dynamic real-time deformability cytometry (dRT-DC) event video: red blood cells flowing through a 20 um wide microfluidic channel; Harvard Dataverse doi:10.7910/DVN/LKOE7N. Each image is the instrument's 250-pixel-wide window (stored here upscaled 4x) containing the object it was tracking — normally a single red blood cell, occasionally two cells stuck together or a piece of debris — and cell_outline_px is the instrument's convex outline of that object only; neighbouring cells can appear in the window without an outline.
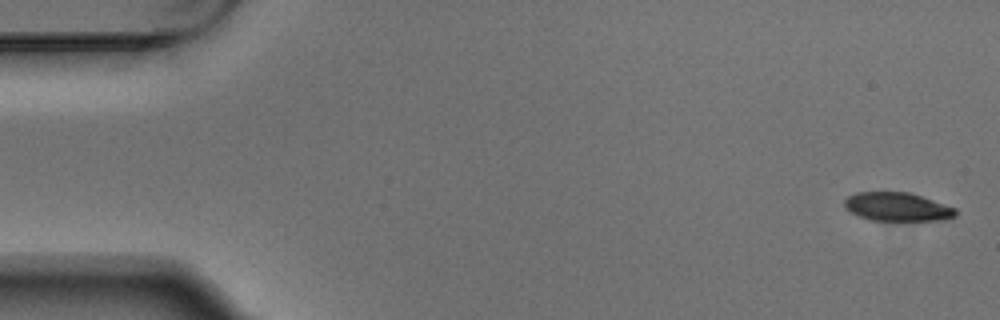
{"species": "Egyptian fruit bat (a non-hibernating species)", "species_latin": "Rousettus aegyptiacus", "temperature_condition": "warm", "stored_images_in_passage": 5, "camera_frame_rate_fps": 3000, "um_per_image_px": 0.085, "animal": {"sex": "male"}, "frame": {"image": 1, "passage_image": 1, "time_ms": 0.0, "image_size_px": [1000, 320], "cell_outline_px": [[956, 216], [944, 220], [872, 220], [860, 216], [844, 208], [844, 200], [848, 196], [856, 192], [908, 192], [956, 208]], "centroid_in_image_um": [76.25, 17.58], "position_along_channel_um": 8.7, "area_um2": 18.32}}
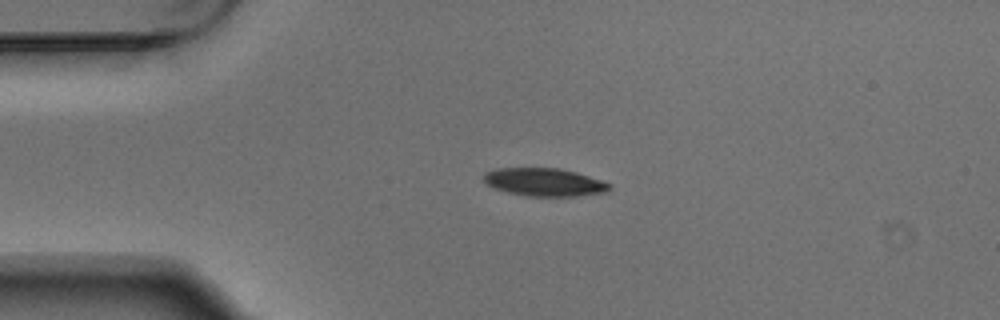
{"frame": {"image": 2, "passage_image": 4, "time_ms": 1.0, "image_size_px": [1000, 320], "cell_outline_px": [[612, 188], [604, 192], [580, 196], [528, 196], [508, 192], [496, 188], [488, 184], [484, 180], [484, 172], [496, 168], [560, 168], [576, 172], [612, 184]], "centroid_in_image_um": [46.29, 15.48], "position_along_channel_um": 38.7, "area_um2": 20.4}}